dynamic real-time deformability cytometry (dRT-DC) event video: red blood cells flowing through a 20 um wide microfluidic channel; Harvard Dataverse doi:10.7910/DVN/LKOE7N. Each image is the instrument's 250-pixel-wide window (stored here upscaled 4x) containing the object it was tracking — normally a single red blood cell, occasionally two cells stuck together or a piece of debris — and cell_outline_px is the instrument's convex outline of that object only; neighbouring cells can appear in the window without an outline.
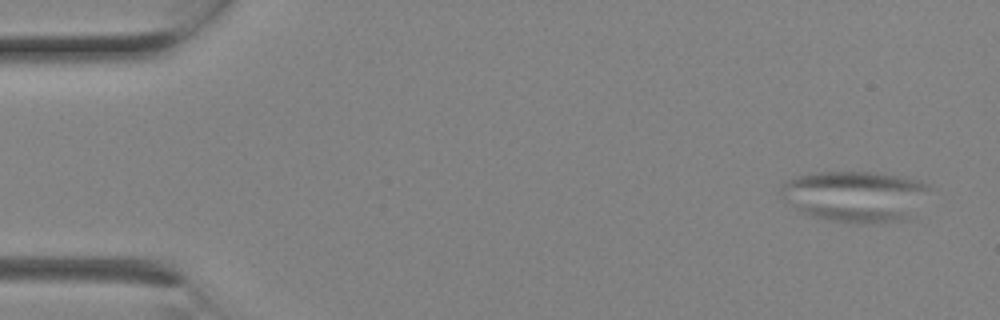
{"species": "Egyptian fruit bat (a non-hibernating species)", "species_latin": "Rousettus aegyptiacus", "temperature_condition": "room temperature", "stored_images_in_passage": 3, "camera_frame_rate_fps": 3000, "um_per_image_px": 0.085, "animal": {"sex": "female"}, "frame": {"image": 1, "passage_image": 1, "time_ms": 0.0, "image_size_px": [1000, 320], "cell_outline_px": [[932, 188], [908, 220], [872, 224], [868, 224], [828, 220], [812, 216], [796, 208], [784, 200], [780, 188], [780, 184], [784, 180], [808, 172], [876, 172], [904, 176], [920, 180], [928, 184]], "centroid_in_image_um": [72.71, 16.66], "position_along_channel_um": 12.3, "area_um2": 44.8}}